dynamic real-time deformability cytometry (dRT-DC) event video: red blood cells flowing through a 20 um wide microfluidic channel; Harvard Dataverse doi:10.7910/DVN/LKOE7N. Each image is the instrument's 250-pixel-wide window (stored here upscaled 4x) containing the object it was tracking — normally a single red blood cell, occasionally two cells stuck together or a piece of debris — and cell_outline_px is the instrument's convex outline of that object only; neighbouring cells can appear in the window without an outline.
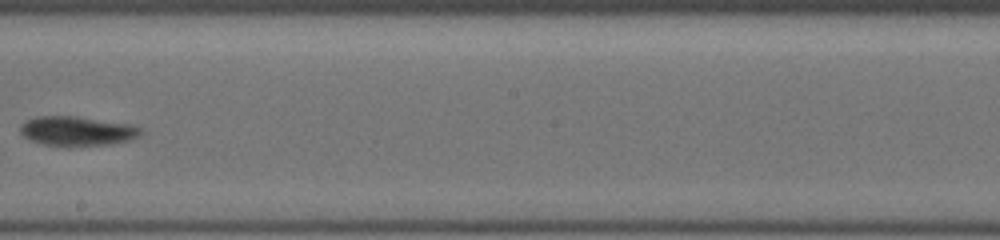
{"species": "common noctule bat (a hibernating species)", "species_latin": "Nyctalus noctula", "temperature_condition": "cold", "stored_images_in_passage": 15, "camera_frame_rate_fps": 3000, "um_per_image_px": 0.085, "animal": {"sex": "female", "body_mass_g": 19.5, "forearm_length_mm": 54.1}, "frame": {"image": 1, "passage_image": 13, "time_ms": 6.333, "image_size_px": [1000, 240], "cell_outline_px": [[144, 132], [140, 136], [128, 140], [108, 144], [68, 148], [40, 144], [24, 136], [20, 132], [20, 128], [28, 120], [40, 116], [76, 116], [132, 124], [144, 128]], "centroid_in_image_um": [6.62, 11.16], "position_along_channel_um": 241.6, "area_um2": 21.1}}